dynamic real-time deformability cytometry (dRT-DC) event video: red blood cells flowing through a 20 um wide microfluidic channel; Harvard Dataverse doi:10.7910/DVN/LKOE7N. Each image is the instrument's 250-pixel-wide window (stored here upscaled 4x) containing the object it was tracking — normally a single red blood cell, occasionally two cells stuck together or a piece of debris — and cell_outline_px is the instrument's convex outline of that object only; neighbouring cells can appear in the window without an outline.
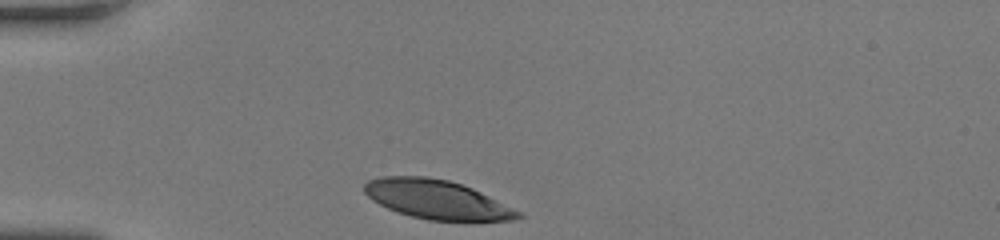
{"species": "human", "species_latin": "Homo sapiens", "temperature_condition": "room temperature", "stored_images_in_passage": 30, "camera_frame_rate_fps": 3000, "um_per_image_px": 0.085, "donor": {"sex": "female"}, "frame": {"image": 1, "passage_image": 1, "time_ms": 0.0, "image_size_px": [1000, 240], "cell_outline_px": [[524, 216], [512, 220], [428, 220], [396, 212], [372, 200], [364, 192], [364, 184], [368, 180], [380, 176], [428, 176], [448, 180], [472, 188], [520, 212]], "centroid_in_image_um": [37.07, 16.94], "position_along_channel_um": 47.9, "area_um2": 34.51}}
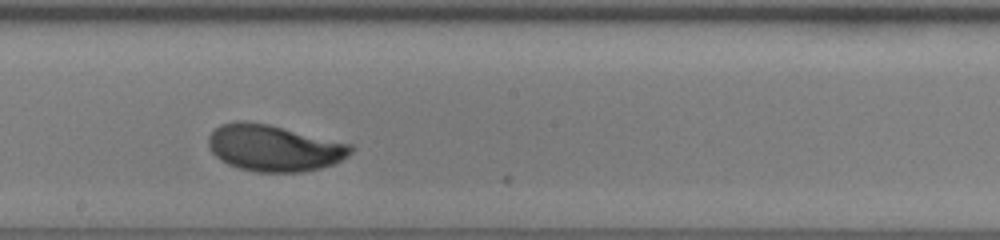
{"frame": {"image": 2, "passage_image": 17, "time_ms": 5.333, "image_size_px": [1000, 240], "cell_outline_px": [[352, 152], [348, 156], [332, 164], [320, 168], [300, 172], [256, 172], [240, 168], [228, 164], [220, 160], [208, 148], [208, 136], [220, 124], [236, 120], [244, 120], [268, 124], [352, 144]], "centroid_in_image_um": [23.25, 12.57], "position_along_channel_um": 224.9, "area_um2": 38.55}}
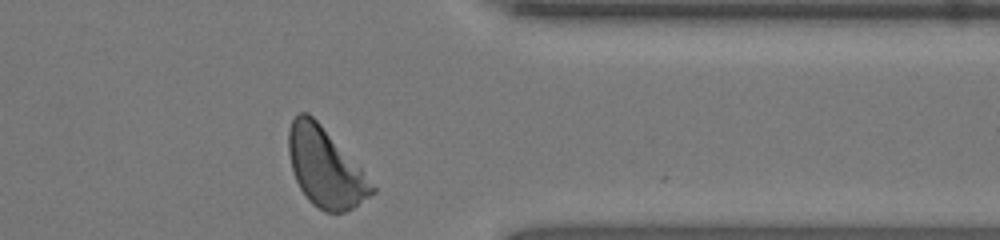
{"frame": {"image": 3, "passage_image": 30, "time_ms": 9.667, "image_size_px": [1000, 240], "cell_outline_px": [[376, 192], [352, 208], [344, 212], [324, 212], [312, 204], [308, 200], [300, 188], [296, 180], [292, 168], [288, 152], [288, 128], [292, 120], [300, 112], [308, 112], [360, 164], [376, 188]], "centroid_in_image_um": [27.67, 14.23], "position_along_channel_um": 383.7, "area_um2": 38.55}, "authors_computed_cell_mechanics": {"area_um2": 37.6856, "velocity_mm_per_s": 3.8208, "shape_relaxation_time_tau1_ms": 2.8956, "shape_relaxation_time_tau2_ms": 1.2127, "deformation_change_tau1": 0.1643, "deformation_change_tau2": 0.051}}